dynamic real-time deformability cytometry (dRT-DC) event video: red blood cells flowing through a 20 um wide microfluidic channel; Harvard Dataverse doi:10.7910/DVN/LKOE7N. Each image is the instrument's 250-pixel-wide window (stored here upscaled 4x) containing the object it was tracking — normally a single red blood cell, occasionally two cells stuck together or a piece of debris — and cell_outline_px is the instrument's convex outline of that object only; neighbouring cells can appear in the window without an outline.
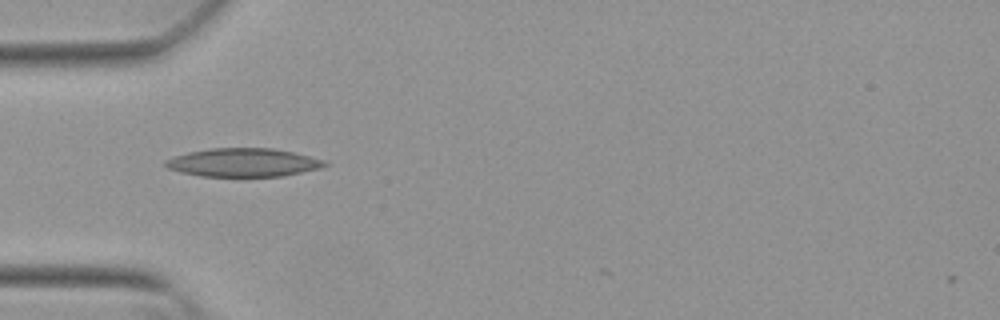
{"species": "Egyptian fruit bat (a non-hibernating species)", "species_latin": "Rousettus aegyptiacus", "temperature_condition": "warm", "stored_images_in_passage": 5, "camera_frame_rate_fps": 3000, "um_per_image_px": 0.085, "animal": {"sex": "female"}, "frame": {"image": 1, "passage_image": 1, "time_ms": 0.0, "image_size_px": [1000, 320], "cell_outline_px": [[328, 164], [320, 168], [284, 176], [200, 176], [180, 172], [168, 168], [164, 164], [164, 160], [188, 152], [212, 148], [272, 148], [292, 152], [308, 156], [320, 160]], "centroid_in_image_um": [20.63, 13.81], "position_along_channel_um": 64.4, "area_um2": 26.07}}